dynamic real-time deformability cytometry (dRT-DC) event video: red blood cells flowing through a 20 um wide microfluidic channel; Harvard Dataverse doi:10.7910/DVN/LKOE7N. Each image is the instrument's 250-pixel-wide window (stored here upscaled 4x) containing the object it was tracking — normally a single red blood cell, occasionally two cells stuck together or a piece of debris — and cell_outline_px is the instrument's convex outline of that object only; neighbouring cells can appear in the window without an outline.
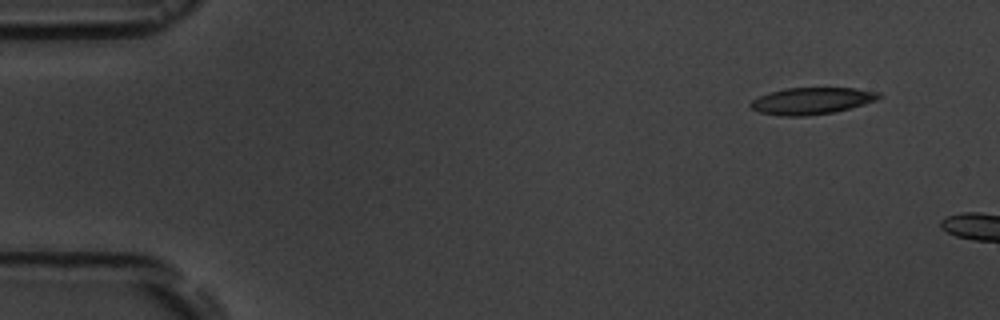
{"species": "common noctule bat (a hibernating species)", "species_latin": "Nyctalus noctula", "temperature_condition": "room temperature", "stored_images_in_passage": 4, "camera_frame_rate_fps": 3000, "um_per_image_px": 0.085, "animal": {"sex": "male", "body_mass_g": 19.5, "forearm_length_mm": 54.6}, "frame": {"image": 1, "passage_image": 1, "time_ms": 0.0, "image_size_px": [1000, 320], "cell_outline_px": [[884, 96], [876, 100], [864, 104], [832, 112], [804, 116], [784, 116], [760, 112], [752, 108], [748, 104], [752, 100], [768, 92], [788, 88], [856, 88], [880, 92]], "centroid_in_image_um": [69.01, 8.56], "position_along_channel_um": 16.0, "area_um2": 19.88}}